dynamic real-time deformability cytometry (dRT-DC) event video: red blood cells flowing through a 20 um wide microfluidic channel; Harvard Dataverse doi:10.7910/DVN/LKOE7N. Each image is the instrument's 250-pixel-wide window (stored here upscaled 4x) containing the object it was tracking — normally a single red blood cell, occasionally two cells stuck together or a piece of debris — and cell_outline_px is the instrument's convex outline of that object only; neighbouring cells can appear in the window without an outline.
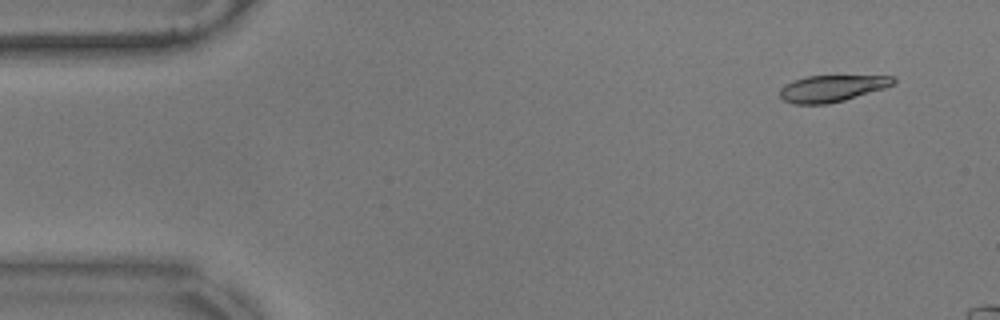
{"species": "common noctule bat (a hibernating species)", "species_latin": "Nyctalus noctula", "temperature_condition": "warm", "stored_images_in_passage": 9, "camera_frame_rate_fps": 3000, "um_per_image_px": 0.085, "animal": {"sex": "male", "body_mass_g": 17.9}, "frame": {"image": 1, "passage_image": 1, "time_ms": 0.0, "image_size_px": [1000, 320], "cell_outline_px": [[896, 80], [892, 84], [884, 88], [844, 100], [824, 104], [792, 104], [784, 100], [780, 96], [780, 88], [784, 84], [792, 80], [808, 76], [892, 76]], "centroid_in_image_um": [70.65, 7.51], "position_along_channel_um": 14.4, "area_um2": 17.4}}